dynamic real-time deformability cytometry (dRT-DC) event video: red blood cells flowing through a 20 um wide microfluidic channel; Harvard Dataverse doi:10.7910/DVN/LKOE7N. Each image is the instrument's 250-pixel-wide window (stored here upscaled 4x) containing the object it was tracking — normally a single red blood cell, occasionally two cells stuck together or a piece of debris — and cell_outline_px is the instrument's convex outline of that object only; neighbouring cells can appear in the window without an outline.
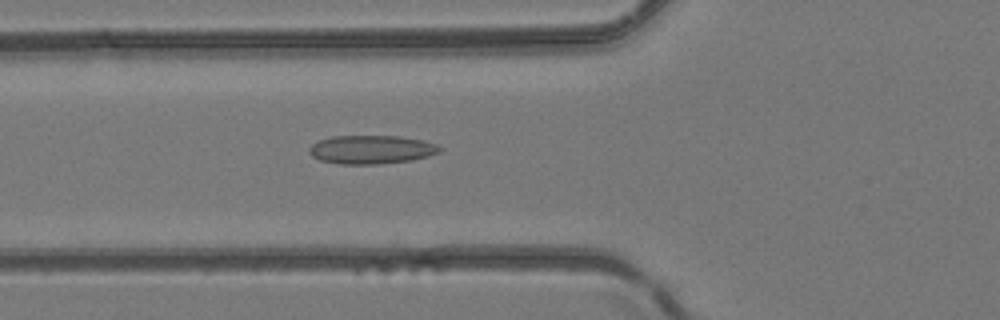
{"species": "common noctule bat (a hibernating species)", "species_latin": "Nyctalus noctula", "temperature_condition": "room temperature", "stored_images_in_passage": 43, "camera_frame_rate_fps": 3000, "um_per_image_px": 0.085, "animal": {"sex": "female", "body_mass_g": 24.6, "forearm_length_mm": 56.2}, "frame": {"image": 1, "passage_image": 13, "time_ms": 4.0, "image_size_px": [1000, 320], "cell_outline_px": [[440, 152], [428, 156], [412, 160], [380, 164], [340, 164], [320, 160], [312, 156], [308, 152], [308, 148], [312, 144], [320, 140], [332, 136], [400, 136], [424, 140], [436, 144], [440, 148]], "centroid_in_image_um": [31.56, 12.71], "position_along_channel_um": 94.2, "area_um2": 21.79}}
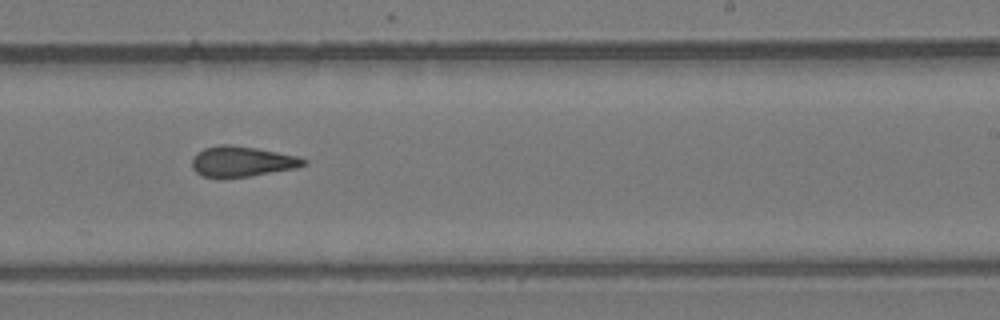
{"frame": {"image": 2, "passage_image": 25, "time_ms": 8.0, "image_size_px": [1000, 320], "cell_outline_px": [[308, 164], [296, 168], [252, 176], [200, 176], [192, 168], [192, 160], [196, 152], [204, 148], [220, 144], [228, 144], [256, 148], [300, 156], [308, 160]], "centroid_in_image_um": [20.61, 13.71], "position_along_channel_um": 268.4, "area_um2": 19.77}}
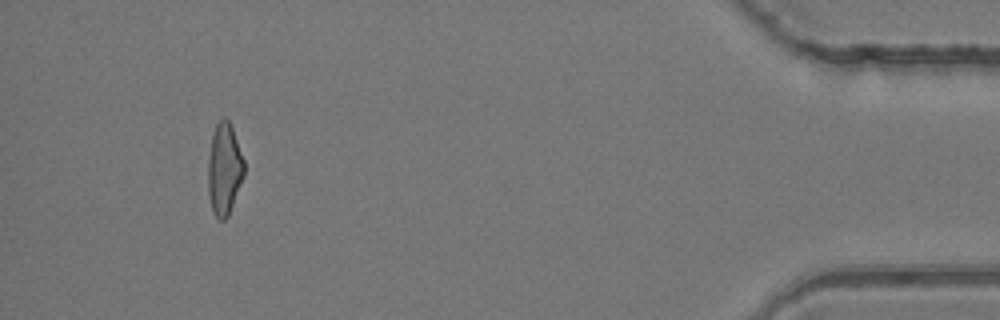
{"frame": {"image": 3, "passage_image": 40, "time_ms": 13.0, "image_size_px": [1000, 320], "cell_outline_px": [[244, 176], [228, 216], [224, 220], [220, 220], [212, 212], [208, 196], [208, 160], [212, 136], [216, 124], [224, 116], [232, 124], [244, 160]], "centroid_in_image_um": [19.07, 14.36], "position_along_channel_um": 416.1, "area_um2": 19.48}}